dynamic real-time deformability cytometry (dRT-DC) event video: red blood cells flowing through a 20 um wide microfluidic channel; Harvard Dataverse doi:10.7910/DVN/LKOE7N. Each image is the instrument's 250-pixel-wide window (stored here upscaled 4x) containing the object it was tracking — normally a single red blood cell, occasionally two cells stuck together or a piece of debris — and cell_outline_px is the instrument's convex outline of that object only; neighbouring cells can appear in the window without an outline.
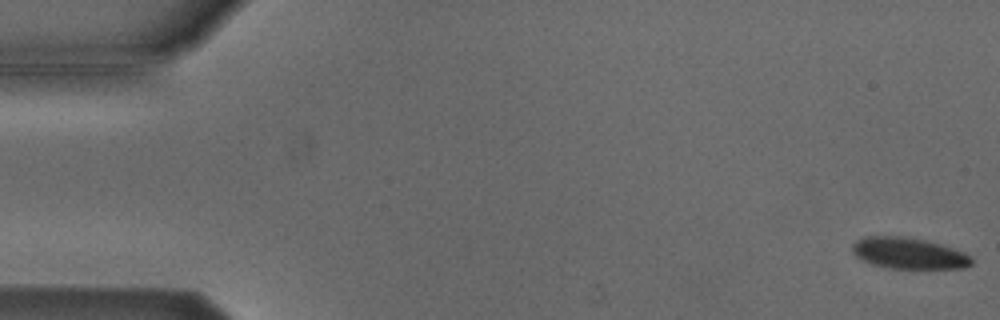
{"species": "Egyptian fruit bat (a non-hibernating species)", "species_latin": "Rousettus aegyptiacus", "temperature_condition": "cold", "stored_images_in_passage": 54, "camera_frame_rate_fps": 3000, "um_per_image_px": 0.085, "animal": {"sex": "male"}, "frame": {"image": 1, "passage_image": 1, "time_ms": 0.0, "image_size_px": [1000, 320], "cell_outline_px": [[972, 264], [964, 268], [892, 268], [872, 264], [856, 256], [852, 252], [852, 244], [856, 240], [864, 236], [908, 236], [940, 244], [964, 252], [972, 256]], "centroid_in_image_um": [77.24, 21.51], "position_along_channel_um": 7.8, "area_um2": 21.68}}
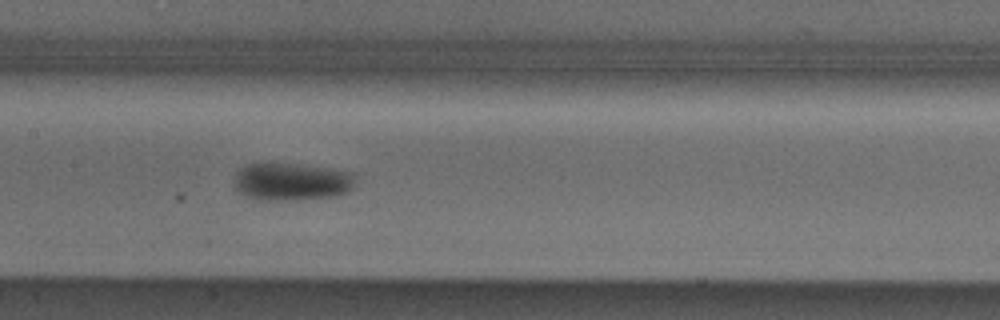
{"frame": {"image": 2, "passage_image": 26, "time_ms": 8.333, "image_size_px": [1000, 320], "cell_outline_px": [[356, 176], [352, 188], [336, 196], [288, 200], [256, 200], [244, 196], [236, 188], [236, 172], [240, 168], [248, 164], [268, 160], [356, 172]], "centroid_in_image_um": [24.76, 15.4], "position_along_channel_um": 182.6, "area_um2": 27.17}}
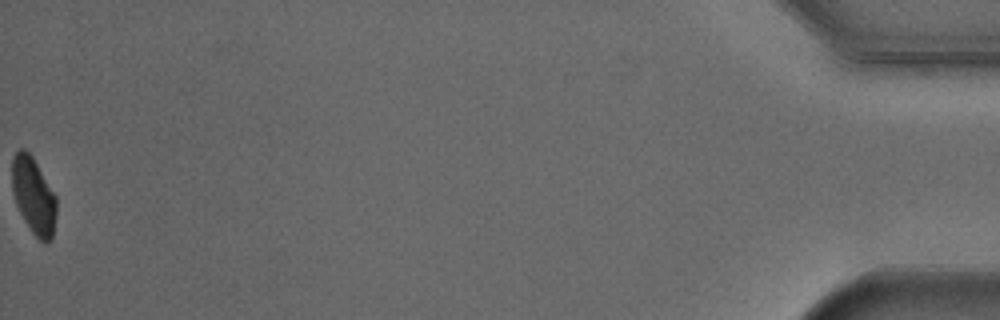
{"frame": {"image": 3, "passage_image": 54, "time_ms": 17.667, "image_size_px": [1000, 320], "cell_outline_px": [[56, 216], [52, 240], [44, 244], [32, 232], [24, 220], [16, 204], [12, 192], [12, 156], [20, 148], [24, 148], [32, 156], [56, 196]], "centroid_in_image_um": [2.85, 16.65], "position_along_channel_um": 432.3, "area_um2": 19.88}}